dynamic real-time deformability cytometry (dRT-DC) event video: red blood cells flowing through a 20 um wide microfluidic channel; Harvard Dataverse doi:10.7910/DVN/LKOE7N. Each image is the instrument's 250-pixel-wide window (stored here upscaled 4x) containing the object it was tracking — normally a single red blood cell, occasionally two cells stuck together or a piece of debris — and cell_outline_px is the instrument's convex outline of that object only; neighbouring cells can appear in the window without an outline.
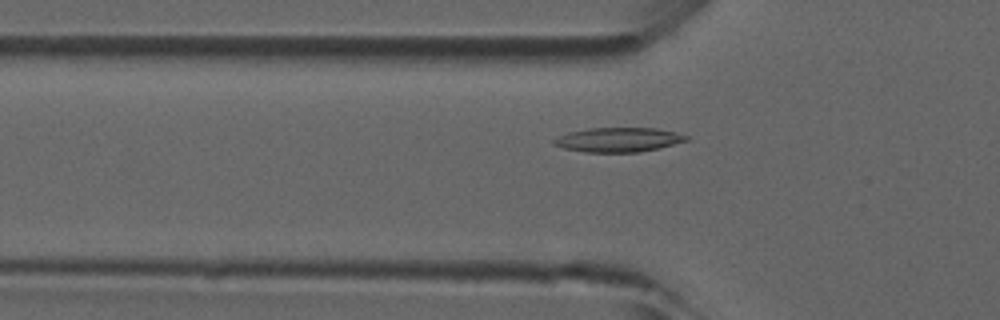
{"species": "common noctule bat (a hibernating species)", "species_latin": "Nyctalus noctula", "temperature_condition": "room temperature", "stored_images_in_passage": 38, "camera_frame_rate_fps": 3000, "um_per_image_px": 0.085, "animal": {"sex": "male", "forearm_length_mm": 52.5}, "frame": {"image": 1, "passage_image": 16, "time_ms": 5.0, "image_size_px": [1000, 320], "cell_outline_px": [[688, 140], [660, 148], [640, 152], [584, 152], [564, 148], [552, 144], [552, 140], [568, 132], [588, 128], [656, 128], [676, 132], [688, 136]], "centroid_in_image_um": [52.56, 11.88], "position_along_channel_um": 73.2, "area_um2": 18.84}}